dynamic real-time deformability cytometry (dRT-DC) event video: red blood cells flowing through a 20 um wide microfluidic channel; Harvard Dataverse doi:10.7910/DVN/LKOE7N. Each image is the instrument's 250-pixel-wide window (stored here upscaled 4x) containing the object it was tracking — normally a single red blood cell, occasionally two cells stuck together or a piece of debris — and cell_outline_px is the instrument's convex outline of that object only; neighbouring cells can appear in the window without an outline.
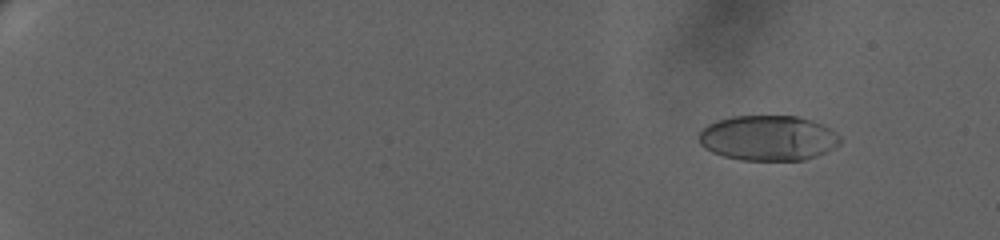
{"species": "human", "species_latin": "Homo sapiens", "temperature_condition": "warm", "stored_images_in_passage": 16, "camera_frame_rate_fps": 3000, "um_per_image_px": 0.085, "donor": {"sex": "female"}, "frame": {"image": 1, "passage_image": 1, "time_ms": 0.0, "image_size_px": [1000, 240], "cell_outline_px": [[840, 144], [816, 156], [804, 160], [740, 160], [724, 156], [712, 152], [704, 148], [700, 144], [696, 136], [708, 124], [716, 120], [732, 116], [796, 116], [812, 120], [824, 124], [836, 132], [840, 136]], "centroid_in_image_um": [65.27, 11.72], "position_along_channel_um": 19.7, "area_um2": 37.45}}